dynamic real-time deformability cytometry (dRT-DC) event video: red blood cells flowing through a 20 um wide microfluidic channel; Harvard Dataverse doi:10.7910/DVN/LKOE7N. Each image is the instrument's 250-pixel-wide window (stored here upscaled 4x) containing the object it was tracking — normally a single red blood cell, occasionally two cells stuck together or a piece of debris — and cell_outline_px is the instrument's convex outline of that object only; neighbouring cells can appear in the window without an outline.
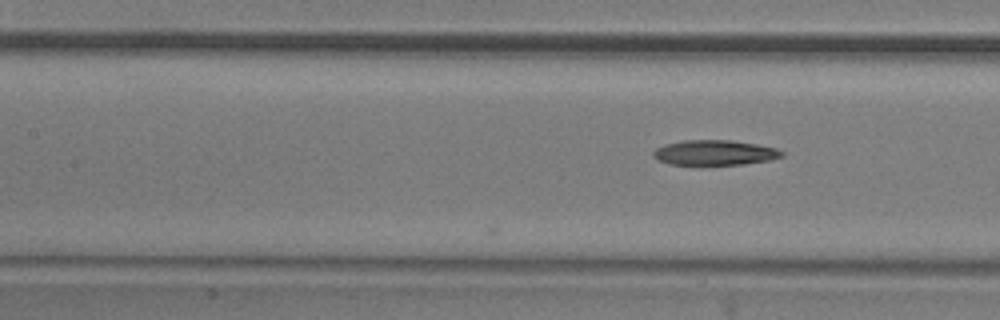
{"species": "common noctule bat (a hibernating species)", "species_latin": "Nyctalus noctula", "temperature_condition": "room temperature", "stored_images_in_passage": 8, "camera_frame_rate_fps": 3000, "um_per_image_px": 0.085, "animal": {"sex": "male", "body_mass_g": 20.5, "forearm_length_mm": 52.5}, "frame": {"image": 1, "passage_image": 8, "time_ms": 2.333, "image_size_px": [1000, 320], "cell_outline_px": [[784, 156], [772, 160], [744, 164], [668, 164], [652, 156], [652, 152], [656, 148], [664, 144], [684, 140], [732, 140], [756, 144], [776, 148], [784, 152]], "centroid_in_image_um": [60.77, 12.97], "position_along_channel_um": 146.6, "area_um2": 18.79}}